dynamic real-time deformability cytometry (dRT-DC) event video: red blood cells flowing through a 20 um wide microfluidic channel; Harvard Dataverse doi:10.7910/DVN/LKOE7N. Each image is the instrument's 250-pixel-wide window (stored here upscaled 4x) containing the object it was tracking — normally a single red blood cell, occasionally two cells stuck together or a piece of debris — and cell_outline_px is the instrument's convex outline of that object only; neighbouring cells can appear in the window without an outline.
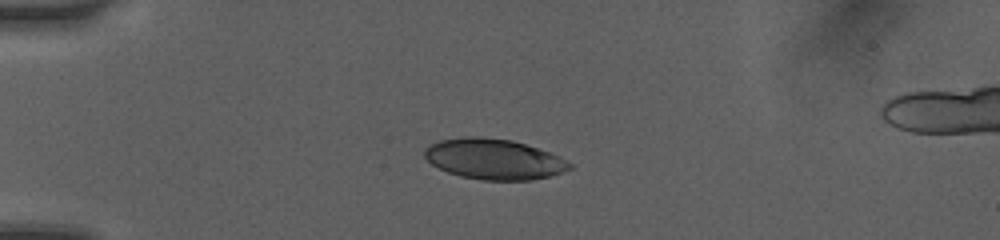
{"species": "human", "species_latin": "Homo sapiens", "temperature_condition": "room temperature", "stored_images_in_passage": 38, "camera_frame_rate_fps": 3000, "um_per_image_px": 0.085, "donor": {"sex": "female"}, "frame": {"image": 1, "passage_image": 1, "time_ms": 0.0, "image_size_px": [1000, 240], "cell_outline_px": [[572, 168], [564, 172], [532, 180], [480, 180], [460, 176], [448, 172], [432, 164], [424, 156], [424, 148], [428, 144], [440, 140], [468, 136], [480, 136], [512, 140], [548, 152], [572, 164]], "centroid_in_image_um": [41.94, 13.52], "position_along_channel_um": 43.1, "area_um2": 34.1}}
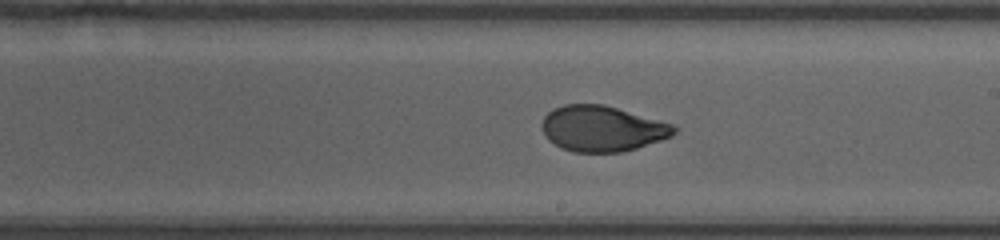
{"frame": {"image": 2, "passage_image": 18, "time_ms": 5.667, "image_size_px": [1000, 240], "cell_outline_px": [[676, 132], [672, 136], [636, 148], [620, 152], [572, 152], [560, 148], [548, 140], [544, 136], [540, 128], [540, 124], [544, 116], [552, 108], [564, 104], [604, 104], [672, 124], [676, 128]], "centroid_in_image_um": [51.11, 10.93], "position_along_channel_um": 237.9, "area_um2": 35.32}}
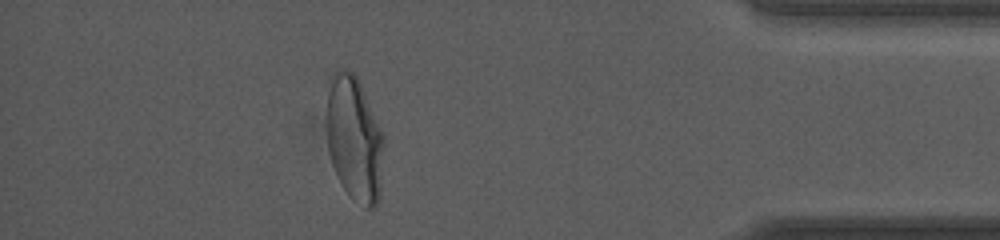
{"frame": {"image": 3, "passage_image": 33, "time_ms": 10.667, "image_size_px": [1000, 240], "cell_outline_px": [[384, 140], [380, 192], [376, 204], [372, 208], [364, 208], [352, 200], [344, 188], [332, 164], [328, 152], [328, 76], [336, 68], [344, 68], [352, 72], [356, 76], [360, 84], [384, 136]], "centroid_in_image_um": [30.11, 11.79], "position_along_channel_um": 405.1, "area_um2": 41.56}, "authors_computed_cell_mechanics": {"area_um2": 35.9516, "velocity_mm_per_s": 4.0822, "shape_relaxation_time_tau1_ms": 4.383, "shape_relaxation_time_tau2_ms": 0.6564, "deformation_change_tau1": 0.1641, "deformation_change_tau2": 0.0519}}